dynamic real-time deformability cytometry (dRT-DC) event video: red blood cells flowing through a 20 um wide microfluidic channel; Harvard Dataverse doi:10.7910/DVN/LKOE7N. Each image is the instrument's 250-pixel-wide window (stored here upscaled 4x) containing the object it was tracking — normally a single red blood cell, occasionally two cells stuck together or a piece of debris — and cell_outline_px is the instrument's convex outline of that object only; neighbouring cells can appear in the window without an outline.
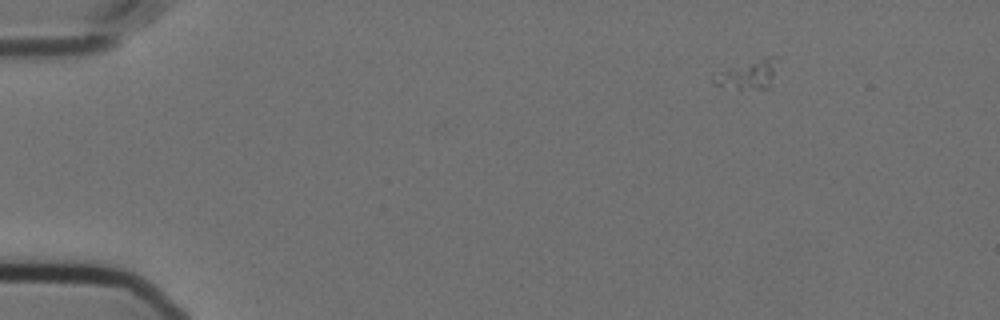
{"species": "Egyptian fruit bat (a non-hibernating species)", "species_latin": "Rousettus aegyptiacus", "temperature_condition": "cold", "stored_images_in_passage": 51, "camera_frame_rate_fps": 3000, "um_per_image_px": 0.085, "animal": {"sex": "female"}, "frame": {"image": 1, "passage_image": 1, "time_ms": 0.0, "image_size_px": [1000, 320], "cell_outline_px": [[780, 60], [768, 88], [736, 88], [716, 84], [712, 80], [720, 72], [728, 68], [768, 56], [780, 56]], "centroid_in_image_um": [63.71, 6.29], "position_along_channel_um": 21.3, "area_um2": 10.35}}
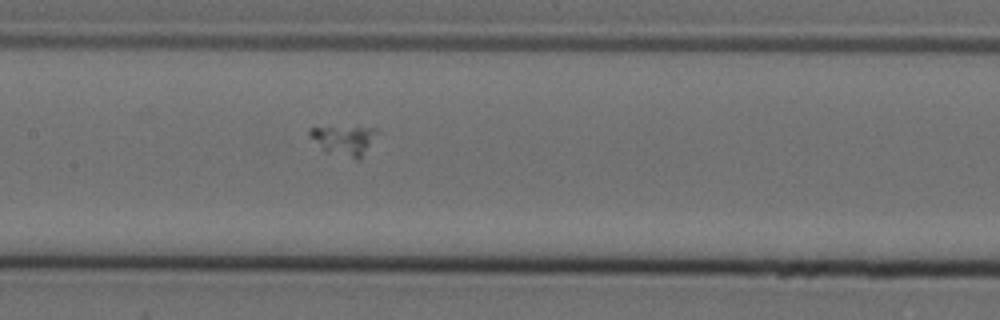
{"frame": {"image": 2, "passage_image": 22, "time_ms": 7.0, "image_size_px": [1000, 320], "cell_outline_px": [[380, 132], [360, 160], [356, 160], [324, 152], [308, 136], [308, 128], [376, 128]], "centroid_in_image_um": [29.25, 11.96], "position_along_channel_um": 178.1, "area_um2": 11.79}}
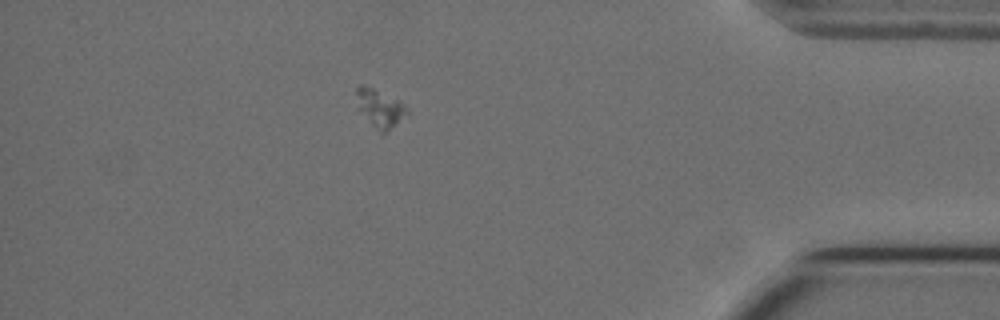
{"frame": {"image": 3, "passage_image": 44, "time_ms": 14.333, "image_size_px": [1000, 320], "cell_outline_px": [[408, 112], [396, 124], [380, 136], [360, 108], [356, 92], [356, 88], [360, 84], [364, 84], [396, 100], [408, 108]], "centroid_in_image_um": [32.29, 9.22], "position_along_channel_um": 402.9, "area_um2": 10.58}}